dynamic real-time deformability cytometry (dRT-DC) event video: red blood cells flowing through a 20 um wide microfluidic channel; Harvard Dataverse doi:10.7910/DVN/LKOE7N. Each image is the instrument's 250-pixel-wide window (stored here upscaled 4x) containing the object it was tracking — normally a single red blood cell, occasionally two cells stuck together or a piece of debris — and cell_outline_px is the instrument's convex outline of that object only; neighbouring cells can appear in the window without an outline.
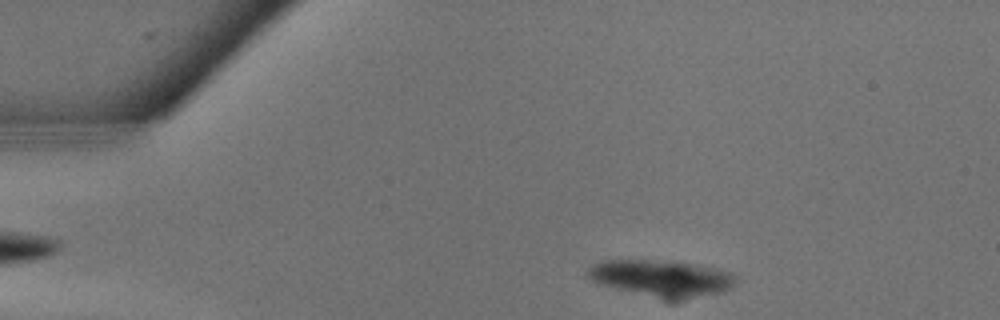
{"species": "common noctule bat (a hibernating species)", "species_latin": "Nyctalus noctula", "temperature_condition": "warm", "stored_images_in_passage": 9, "camera_frame_rate_fps": 3000, "um_per_image_px": 0.085, "animal": {"sex": "male", "body_mass_g": 13.3}, "frame": {"image": 1, "passage_image": 2, "time_ms": 0.333, "image_size_px": [1000, 320], "cell_outline_px": [[736, 280], [728, 288], [716, 292], [672, 300], [616, 288], [592, 280], [584, 272], [592, 264], [604, 260], [684, 260], [720, 268], [732, 272], [736, 276]], "centroid_in_image_um": [56.25, 23.58], "position_along_channel_um": 28.8, "area_um2": 31.33}}
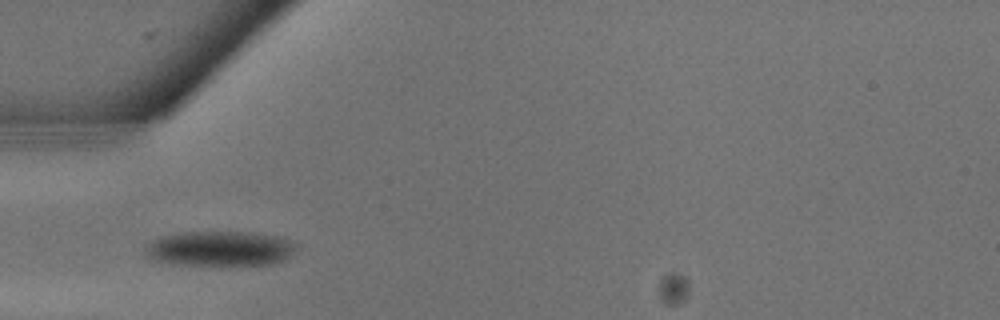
{"frame": {"image": 2, "passage_image": 6, "time_ms": 1.667, "image_size_px": [1000, 320], "cell_outline_px": [[300, 244], [284, 260], [272, 264], [228, 268], [224, 268], [184, 264], [152, 260], [144, 252], [144, 248], [152, 240], [160, 236], [184, 232], [260, 232], [280, 236]], "centroid_in_image_um": [18.76, 21.16], "position_along_channel_um": 66.2, "area_um2": 32.08}}
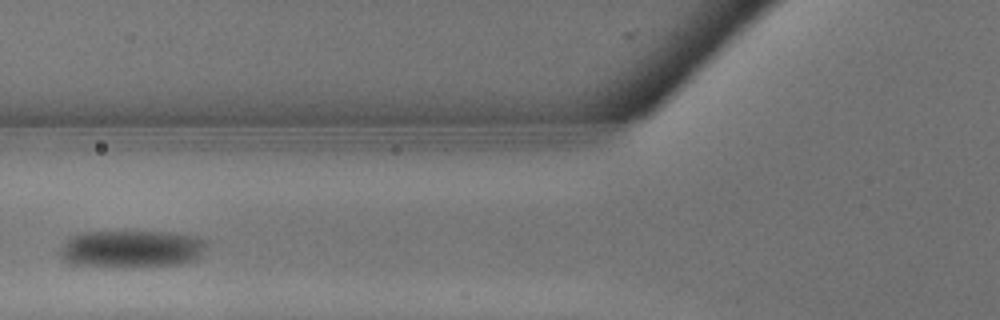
{"frame": {"image": 3, "passage_image": 8, "time_ms": 2.333, "image_size_px": [1000, 320], "cell_outline_px": [[208, 244], [200, 256], [192, 260], [180, 264], [128, 268], [72, 264], [64, 260], [60, 256], [60, 248], [64, 240], [68, 236], [80, 232], [172, 232], [196, 236], [208, 240]], "centroid_in_image_um": [11.17, 21.16], "position_along_channel_um": 114.6, "area_um2": 32.6}}